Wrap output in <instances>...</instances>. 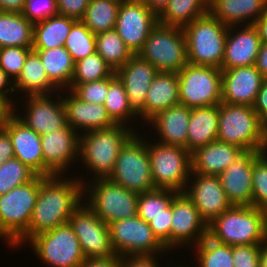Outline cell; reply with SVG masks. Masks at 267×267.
<instances>
[{"label":"cell","mask_w":267,"mask_h":267,"mask_svg":"<svg viewBox=\"0 0 267 267\" xmlns=\"http://www.w3.org/2000/svg\"><path fill=\"white\" fill-rule=\"evenodd\" d=\"M65 176H40V188L28 232L12 248L22 247L37 234L69 222L73 211L83 201L85 182L81 176L74 179Z\"/></svg>","instance_id":"cell-1"},{"label":"cell","mask_w":267,"mask_h":267,"mask_svg":"<svg viewBox=\"0 0 267 267\" xmlns=\"http://www.w3.org/2000/svg\"><path fill=\"white\" fill-rule=\"evenodd\" d=\"M115 124L106 129L80 133L79 160L93 179L108 178L126 142L138 131L129 124ZM134 129V130H133Z\"/></svg>","instance_id":"cell-2"},{"label":"cell","mask_w":267,"mask_h":267,"mask_svg":"<svg viewBox=\"0 0 267 267\" xmlns=\"http://www.w3.org/2000/svg\"><path fill=\"white\" fill-rule=\"evenodd\" d=\"M267 213L255 206L232 205L208 224L207 236L230 246L266 243Z\"/></svg>","instance_id":"cell-3"},{"label":"cell","mask_w":267,"mask_h":267,"mask_svg":"<svg viewBox=\"0 0 267 267\" xmlns=\"http://www.w3.org/2000/svg\"><path fill=\"white\" fill-rule=\"evenodd\" d=\"M228 29L209 12L185 25L188 63L221 69Z\"/></svg>","instance_id":"cell-4"},{"label":"cell","mask_w":267,"mask_h":267,"mask_svg":"<svg viewBox=\"0 0 267 267\" xmlns=\"http://www.w3.org/2000/svg\"><path fill=\"white\" fill-rule=\"evenodd\" d=\"M138 197V193L108 178L91 179L83 184V201L107 225L136 216Z\"/></svg>","instance_id":"cell-5"},{"label":"cell","mask_w":267,"mask_h":267,"mask_svg":"<svg viewBox=\"0 0 267 267\" xmlns=\"http://www.w3.org/2000/svg\"><path fill=\"white\" fill-rule=\"evenodd\" d=\"M40 188V175L0 196V237L12 248L27 232Z\"/></svg>","instance_id":"cell-6"},{"label":"cell","mask_w":267,"mask_h":267,"mask_svg":"<svg viewBox=\"0 0 267 267\" xmlns=\"http://www.w3.org/2000/svg\"><path fill=\"white\" fill-rule=\"evenodd\" d=\"M217 140L235 145L244 151L264 152L261 122L253 106L221 102Z\"/></svg>","instance_id":"cell-7"},{"label":"cell","mask_w":267,"mask_h":267,"mask_svg":"<svg viewBox=\"0 0 267 267\" xmlns=\"http://www.w3.org/2000/svg\"><path fill=\"white\" fill-rule=\"evenodd\" d=\"M138 55L159 72L178 73L188 63L183 27L157 23Z\"/></svg>","instance_id":"cell-8"},{"label":"cell","mask_w":267,"mask_h":267,"mask_svg":"<svg viewBox=\"0 0 267 267\" xmlns=\"http://www.w3.org/2000/svg\"><path fill=\"white\" fill-rule=\"evenodd\" d=\"M148 141L154 187L184 192L192 174V153L183 147Z\"/></svg>","instance_id":"cell-9"},{"label":"cell","mask_w":267,"mask_h":267,"mask_svg":"<svg viewBox=\"0 0 267 267\" xmlns=\"http://www.w3.org/2000/svg\"><path fill=\"white\" fill-rule=\"evenodd\" d=\"M108 179L138 194L156 189L151 174L147 139L143 135L139 136L136 132L122 147Z\"/></svg>","instance_id":"cell-10"},{"label":"cell","mask_w":267,"mask_h":267,"mask_svg":"<svg viewBox=\"0 0 267 267\" xmlns=\"http://www.w3.org/2000/svg\"><path fill=\"white\" fill-rule=\"evenodd\" d=\"M26 243L49 267H80L86 259L69 222L37 234Z\"/></svg>","instance_id":"cell-11"},{"label":"cell","mask_w":267,"mask_h":267,"mask_svg":"<svg viewBox=\"0 0 267 267\" xmlns=\"http://www.w3.org/2000/svg\"><path fill=\"white\" fill-rule=\"evenodd\" d=\"M180 104L189 108L222 102V70L187 63L178 73Z\"/></svg>","instance_id":"cell-12"},{"label":"cell","mask_w":267,"mask_h":267,"mask_svg":"<svg viewBox=\"0 0 267 267\" xmlns=\"http://www.w3.org/2000/svg\"><path fill=\"white\" fill-rule=\"evenodd\" d=\"M108 226L111 244L116 255L153 256L168 251L154 235L149 223L138 215L131 219L114 221Z\"/></svg>","instance_id":"cell-13"},{"label":"cell","mask_w":267,"mask_h":267,"mask_svg":"<svg viewBox=\"0 0 267 267\" xmlns=\"http://www.w3.org/2000/svg\"><path fill=\"white\" fill-rule=\"evenodd\" d=\"M85 258H109L115 256L111 244L109 226L105 224L83 201L69 218Z\"/></svg>","instance_id":"cell-14"},{"label":"cell","mask_w":267,"mask_h":267,"mask_svg":"<svg viewBox=\"0 0 267 267\" xmlns=\"http://www.w3.org/2000/svg\"><path fill=\"white\" fill-rule=\"evenodd\" d=\"M157 23L158 16L141 0H122L115 30L132 54L137 55Z\"/></svg>","instance_id":"cell-15"},{"label":"cell","mask_w":267,"mask_h":267,"mask_svg":"<svg viewBox=\"0 0 267 267\" xmlns=\"http://www.w3.org/2000/svg\"><path fill=\"white\" fill-rule=\"evenodd\" d=\"M207 234L208 225L194 203L184 192H179L172 201L171 252L176 251V247L195 246Z\"/></svg>","instance_id":"cell-16"},{"label":"cell","mask_w":267,"mask_h":267,"mask_svg":"<svg viewBox=\"0 0 267 267\" xmlns=\"http://www.w3.org/2000/svg\"><path fill=\"white\" fill-rule=\"evenodd\" d=\"M57 94L55 99H52L55 95H29L26 96V100L23 104L25 112L20 115L14 108V113L17 117L26 124L30 129H33L40 136L48 134L50 132L57 131L63 128L67 124V112L64 105L62 96ZM25 101L26 104L24 103ZM18 114H17V113Z\"/></svg>","instance_id":"cell-17"},{"label":"cell","mask_w":267,"mask_h":267,"mask_svg":"<svg viewBox=\"0 0 267 267\" xmlns=\"http://www.w3.org/2000/svg\"><path fill=\"white\" fill-rule=\"evenodd\" d=\"M79 146L80 133L68 124L57 131L41 135L46 177L66 174L65 172L71 167L70 164L79 162Z\"/></svg>","instance_id":"cell-18"},{"label":"cell","mask_w":267,"mask_h":267,"mask_svg":"<svg viewBox=\"0 0 267 267\" xmlns=\"http://www.w3.org/2000/svg\"><path fill=\"white\" fill-rule=\"evenodd\" d=\"M191 175L184 193L194 203L200 216L208 225L227 211L232 204L228 201L218 176L200 173Z\"/></svg>","instance_id":"cell-19"},{"label":"cell","mask_w":267,"mask_h":267,"mask_svg":"<svg viewBox=\"0 0 267 267\" xmlns=\"http://www.w3.org/2000/svg\"><path fill=\"white\" fill-rule=\"evenodd\" d=\"M159 71L138 54L133 55L115 73L124 88L131 109L146 122V95Z\"/></svg>","instance_id":"cell-20"},{"label":"cell","mask_w":267,"mask_h":267,"mask_svg":"<svg viewBox=\"0 0 267 267\" xmlns=\"http://www.w3.org/2000/svg\"><path fill=\"white\" fill-rule=\"evenodd\" d=\"M258 150L243 151L236 161L218 175L228 201L237 206H253L252 173Z\"/></svg>","instance_id":"cell-21"},{"label":"cell","mask_w":267,"mask_h":267,"mask_svg":"<svg viewBox=\"0 0 267 267\" xmlns=\"http://www.w3.org/2000/svg\"><path fill=\"white\" fill-rule=\"evenodd\" d=\"M263 80L255 64L222 70V102L253 106Z\"/></svg>","instance_id":"cell-22"},{"label":"cell","mask_w":267,"mask_h":267,"mask_svg":"<svg viewBox=\"0 0 267 267\" xmlns=\"http://www.w3.org/2000/svg\"><path fill=\"white\" fill-rule=\"evenodd\" d=\"M3 129L11 139L14 158L27 165L37 175L46 177L41 136L24 124L15 113L9 117Z\"/></svg>","instance_id":"cell-23"},{"label":"cell","mask_w":267,"mask_h":267,"mask_svg":"<svg viewBox=\"0 0 267 267\" xmlns=\"http://www.w3.org/2000/svg\"><path fill=\"white\" fill-rule=\"evenodd\" d=\"M261 44L258 31L253 24L230 26L225 41L221 70L254 65Z\"/></svg>","instance_id":"cell-24"},{"label":"cell","mask_w":267,"mask_h":267,"mask_svg":"<svg viewBox=\"0 0 267 267\" xmlns=\"http://www.w3.org/2000/svg\"><path fill=\"white\" fill-rule=\"evenodd\" d=\"M63 93L67 94L66 97ZM61 94L67 112V124L77 133L80 131L84 133L93 129H106L115 125L104 104L84 102L71 90L60 91Z\"/></svg>","instance_id":"cell-25"},{"label":"cell","mask_w":267,"mask_h":267,"mask_svg":"<svg viewBox=\"0 0 267 267\" xmlns=\"http://www.w3.org/2000/svg\"><path fill=\"white\" fill-rule=\"evenodd\" d=\"M191 108L178 104L158 112L147 125L155 128L158 142L187 149L188 123Z\"/></svg>","instance_id":"cell-26"},{"label":"cell","mask_w":267,"mask_h":267,"mask_svg":"<svg viewBox=\"0 0 267 267\" xmlns=\"http://www.w3.org/2000/svg\"><path fill=\"white\" fill-rule=\"evenodd\" d=\"M208 12L228 27L251 25L267 14V0H209Z\"/></svg>","instance_id":"cell-27"},{"label":"cell","mask_w":267,"mask_h":267,"mask_svg":"<svg viewBox=\"0 0 267 267\" xmlns=\"http://www.w3.org/2000/svg\"><path fill=\"white\" fill-rule=\"evenodd\" d=\"M244 150L218 140L192 152V173L218 176L234 163Z\"/></svg>","instance_id":"cell-28"},{"label":"cell","mask_w":267,"mask_h":267,"mask_svg":"<svg viewBox=\"0 0 267 267\" xmlns=\"http://www.w3.org/2000/svg\"><path fill=\"white\" fill-rule=\"evenodd\" d=\"M187 150L197 148L217 140L219 126V105L192 108L188 123Z\"/></svg>","instance_id":"cell-29"},{"label":"cell","mask_w":267,"mask_h":267,"mask_svg":"<svg viewBox=\"0 0 267 267\" xmlns=\"http://www.w3.org/2000/svg\"><path fill=\"white\" fill-rule=\"evenodd\" d=\"M180 104L176 72H158L146 95V123L158 112Z\"/></svg>","instance_id":"cell-30"},{"label":"cell","mask_w":267,"mask_h":267,"mask_svg":"<svg viewBox=\"0 0 267 267\" xmlns=\"http://www.w3.org/2000/svg\"><path fill=\"white\" fill-rule=\"evenodd\" d=\"M14 90L26 96L49 95L60 91L49 81L42 61L33 49L26 57L21 74L14 81Z\"/></svg>","instance_id":"cell-31"},{"label":"cell","mask_w":267,"mask_h":267,"mask_svg":"<svg viewBox=\"0 0 267 267\" xmlns=\"http://www.w3.org/2000/svg\"><path fill=\"white\" fill-rule=\"evenodd\" d=\"M33 50L38 53L49 81L60 91L69 90L75 62L65 47Z\"/></svg>","instance_id":"cell-32"},{"label":"cell","mask_w":267,"mask_h":267,"mask_svg":"<svg viewBox=\"0 0 267 267\" xmlns=\"http://www.w3.org/2000/svg\"><path fill=\"white\" fill-rule=\"evenodd\" d=\"M76 21L57 14L34 23L32 49H51L64 46L72 25Z\"/></svg>","instance_id":"cell-33"},{"label":"cell","mask_w":267,"mask_h":267,"mask_svg":"<svg viewBox=\"0 0 267 267\" xmlns=\"http://www.w3.org/2000/svg\"><path fill=\"white\" fill-rule=\"evenodd\" d=\"M33 26L21 13L0 12V48H32Z\"/></svg>","instance_id":"cell-34"},{"label":"cell","mask_w":267,"mask_h":267,"mask_svg":"<svg viewBox=\"0 0 267 267\" xmlns=\"http://www.w3.org/2000/svg\"><path fill=\"white\" fill-rule=\"evenodd\" d=\"M209 0H169L158 15V23L184 27L208 13Z\"/></svg>","instance_id":"cell-35"},{"label":"cell","mask_w":267,"mask_h":267,"mask_svg":"<svg viewBox=\"0 0 267 267\" xmlns=\"http://www.w3.org/2000/svg\"><path fill=\"white\" fill-rule=\"evenodd\" d=\"M122 0H90L81 20L94 34L115 29Z\"/></svg>","instance_id":"cell-36"},{"label":"cell","mask_w":267,"mask_h":267,"mask_svg":"<svg viewBox=\"0 0 267 267\" xmlns=\"http://www.w3.org/2000/svg\"><path fill=\"white\" fill-rule=\"evenodd\" d=\"M96 52L113 72L133 56L115 29L96 34Z\"/></svg>","instance_id":"cell-37"},{"label":"cell","mask_w":267,"mask_h":267,"mask_svg":"<svg viewBox=\"0 0 267 267\" xmlns=\"http://www.w3.org/2000/svg\"><path fill=\"white\" fill-rule=\"evenodd\" d=\"M104 106L115 124L127 125L128 120H132L133 124V120L139 119L138 115L129 106L124 84L118 77L109 84Z\"/></svg>","instance_id":"cell-38"},{"label":"cell","mask_w":267,"mask_h":267,"mask_svg":"<svg viewBox=\"0 0 267 267\" xmlns=\"http://www.w3.org/2000/svg\"><path fill=\"white\" fill-rule=\"evenodd\" d=\"M198 267H233L232 246L215 242L208 236L193 246ZM197 249V250H196ZM198 259V261H197Z\"/></svg>","instance_id":"cell-39"},{"label":"cell","mask_w":267,"mask_h":267,"mask_svg":"<svg viewBox=\"0 0 267 267\" xmlns=\"http://www.w3.org/2000/svg\"><path fill=\"white\" fill-rule=\"evenodd\" d=\"M179 192L171 189H159L140 193L137 201V215L146 222H150L158 214L165 213L173 198Z\"/></svg>","instance_id":"cell-40"},{"label":"cell","mask_w":267,"mask_h":267,"mask_svg":"<svg viewBox=\"0 0 267 267\" xmlns=\"http://www.w3.org/2000/svg\"><path fill=\"white\" fill-rule=\"evenodd\" d=\"M112 73L113 70L105 60L95 52L75 62L74 75L69 90L72 91L78 84L102 80Z\"/></svg>","instance_id":"cell-41"},{"label":"cell","mask_w":267,"mask_h":267,"mask_svg":"<svg viewBox=\"0 0 267 267\" xmlns=\"http://www.w3.org/2000/svg\"><path fill=\"white\" fill-rule=\"evenodd\" d=\"M74 62L96 52V34L92 33L81 20H77L64 44Z\"/></svg>","instance_id":"cell-42"},{"label":"cell","mask_w":267,"mask_h":267,"mask_svg":"<svg viewBox=\"0 0 267 267\" xmlns=\"http://www.w3.org/2000/svg\"><path fill=\"white\" fill-rule=\"evenodd\" d=\"M36 176L32 169L17 158L7 160L0 165V196L32 181Z\"/></svg>","instance_id":"cell-43"},{"label":"cell","mask_w":267,"mask_h":267,"mask_svg":"<svg viewBox=\"0 0 267 267\" xmlns=\"http://www.w3.org/2000/svg\"><path fill=\"white\" fill-rule=\"evenodd\" d=\"M252 194L253 206L267 213V154L264 152L254 160Z\"/></svg>","instance_id":"cell-44"},{"label":"cell","mask_w":267,"mask_h":267,"mask_svg":"<svg viewBox=\"0 0 267 267\" xmlns=\"http://www.w3.org/2000/svg\"><path fill=\"white\" fill-rule=\"evenodd\" d=\"M32 48L2 47L0 48V68L15 81L21 74L26 57Z\"/></svg>","instance_id":"cell-45"},{"label":"cell","mask_w":267,"mask_h":267,"mask_svg":"<svg viewBox=\"0 0 267 267\" xmlns=\"http://www.w3.org/2000/svg\"><path fill=\"white\" fill-rule=\"evenodd\" d=\"M116 77V73L113 72L109 77L102 80L78 84L72 90V92L84 102L104 104L109 89V84Z\"/></svg>","instance_id":"cell-46"},{"label":"cell","mask_w":267,"mask_h":267,"mask_svg":"<svg viewBox=\"0 0 267 267\" xmlns=\"http://www.w3.org/2000/svg\"><path fill=\"white\" fill-rule=\"evenodd\" d=\"M21 14L33 24L46 20L58 14L57 0H25Z\"/></svg>","instance_id":"cell-47"},{"label":"cell","mask_w":267,"mask_h":267,"mask_svg":"<svg viewBox=\"0 0 267 267\" xmlns=\"http://www.w3.org/2000/svg\"><path fill=\"white\" fill-rule=\"evenodd\" d=\"M261 245L232 246L233 267H260Z\"/></svg>","instance_id":"cell-48"},{"label":"cell","mask_w":267,"mask_h":267,"mask_svg":"<svg viewBox=\"0 0 267 267\" xmlns=\"http://www.w3.org/2000/svg\"><path fill=\"white\" fill-rule=\"evenodd\" d=\"M172 203L165 213L158 214L149 222V226L158 240L171 251Z\"/></svg>","instance_id":"cell-49"},{"label":"cell","mask_w":267,"mask_h":267,"mask_svg":"<svg viewBox=\"0 0 267 267\" xmlns=\"http://www.w3.org/2000/svg\"><path fill=\"white\" fill-rule=\"evenodd\" d=\"M90 0H57V9L59 15L82 20Z\"/></svg>","instance_id":"cell-50"},{"label":"cell","mask_w":267,"mask_h":267,"mask_svg":"<svg viewBox=\"0 0 267 267\" xmlns=\"http://www.w3.org/2000/svg\"><path fill=\"white\" fill-rule=\"evenodd\" d=\"M158 255L122 257L121 267H160Z\"/></svg>","instance_id":"cell-51"},{"label":"cell","mask_w":267,"mask_h":267,"mask_svg":"<svg viewBox=\"0 0 267 267\" xmlns=\"http://www.w3.org/2000/svg\"><path fill=\"white\" fill-rule=\"evenodd\" d=\"M122 256L115 255L109 258H86L80 267H121Z\"/></svg>","instance_id":"cell-52"},{"label":"cell","mask_w":267,"mask_h":267,"mask_svg":"<svg viewBox=\"0 0 267 267\" xmlns=\"http://www.w3.org/2000/svg\"><path fill=\"white\" fill-rule=\"evenodd\" d=\"M14 158V150L9 134L0 129V165Z\"/></svg>","instance_id":"cell-53"},{"label":"cell","mask_w":267,"mask_h":267,"mask_svg":"<svg viewBox=\"0 0 267 267\" xmlns=\"http://www.w3.org/2000/svg\"><path fill=\"white\" fill-rule=\"evenodd\" d=\"M14 92V81L0 68V96L4 97L14 108L17 109V105L13 103L14 101L10 98L11 95H15ZM9 93L10 95H8Z\"/></svg>","instance_id":"cell-54"},{"label":"cell","mask_w":267,"mask_h":267,"mask_svg":"<svg viewBox=\"0 0 267 267\" xmlns=\"http://www.w3.org/2000/svg\"><path fill=\"white\" fill-rule=\"evenodd\" d=\"M253 109L260 119L267 114V78L262 82Z\"/></svg>","instance_id":"cell-55"},{"label":"cell","mask_w":267,"mask_h":267,"mask_svg":"<svg viewBox=\"0 0 267 267\" xmlns=\"http://www.w3.org/2000/svg\"><path fill=\"white\" fill-rule=\"evenodd\" d=\"M25 0H0V12L22 13Z\"/></svg>","instance_id":"cell-56"},{"label":"cell","mask_w":267,"mask_h":267,"mask_svg":"<svg viewBox=\"0 0 267 267\" xmlns=\"http://www.w3.org/2000/svg\"><path fill=\"white\" fill-rule=\"evenodd\" d=\"M264 78H267V43H262L255 63Z\"/></svg>","instance_id":"cell-57"},{"label":"cell","mask_w":267,"mask_h":267,"mask_svg":"<svg viewBox=\"0 0 267 267\" xmlns=\"http://www.w3.org/2000/svg\"><path fill=\"white\" fill-rule=\"evenodd\" d=\"M14 113V107L0 96V129H3L9 117Z\"/></svg>","instance_id":"cell-58"},{"label":"cell","mask_w":267,"mask_h":267,"mask_svg":"<svg viewBox=\"0 0 267 267\" xmlns=\"http://www.w3.org/2000/svg\"><path fill=\"white\" fill-rule=\"evenodd\" d=\"M253 25L258 31L261 42L267 43V14L260 17Z\"/></svg>","instance_id":"cell-59"},{"label":"cell","mask_w":267,"mask_h":267,"mask_svg":"<svg viewBox=\"0 0 267 267\" xmlns=\"http://www.w3.org/2000/svg\"><path fill=\"white\" fill-rule=\"evenodd\" d=\"M145 3L157 16L168 5L169 0H141Z\"/></svg>","instance_id":"cell-60"},{"label":"cell","mask_w":267,"mask_h":267,"mask_svg":"<svg viewBox=\"0 0 267 267\" xmlns=\"http://www.w3.org/2000/svg\"><path fill=\"white\" fill-rule=\"evenodd\" d=\"M260 267H267V244L266 243L261 245Z\"/></svg>","instance_id":"cell-61"},{"label":"cell","mask_w":267,"mask_h":267,"mask_svg":"<svg viewBox=\"0 0 267 267\" xmlns=\"http://www.w3.org/2000/svg\"><path fill=\"white\" fill-rule=\"evenodd\" d=\"M261 135L264 140L265 145L267 144V114L264 115L261 119Z\"/></svg>","instance_id":"cell-62"},{"label":"cell","mask_w":267,"mask_h":267,"mask_svg":"<svg viewBox=\"0 0 267 267\" xmlns=\"http://www.w3.org/2000/svg\"><path fill=\"white\" fill-rule=\"evenodd\" d=\"M167 267H168V265H166ZM190 265H188L187 267H189ZM170 267V266H169ZM171 267H173V266H171ZM175 267H186V266H182V265H175Z\"/></svg>","instance_id":"cell-63"},{"label":"cell","mask_w":267,"mask_h":267,"mask_svg":"<svg viewBox=\"0 0 267 267\" xmlns=\"http://www.w3.org/2000/svg\"><path fill=\"white\" fill-rule=\"evenodd\" d=\"M264 153L267 154V144L265 145Z\"/></svg>","instance_id":"cell-64"},{"label":"cell","mask_w":267,"mask_h":267,"mask_svg":"<svg viewBox=\"0 0 267 267\" xmlns=\"http://www.w3.org/2000/svg\"><path fill=\"white\" fill-rule=\"evenodd\" d=\"M266 244H267V224H266Z\"/></svg>","instance_id":"cell-65"}]
</instances>
